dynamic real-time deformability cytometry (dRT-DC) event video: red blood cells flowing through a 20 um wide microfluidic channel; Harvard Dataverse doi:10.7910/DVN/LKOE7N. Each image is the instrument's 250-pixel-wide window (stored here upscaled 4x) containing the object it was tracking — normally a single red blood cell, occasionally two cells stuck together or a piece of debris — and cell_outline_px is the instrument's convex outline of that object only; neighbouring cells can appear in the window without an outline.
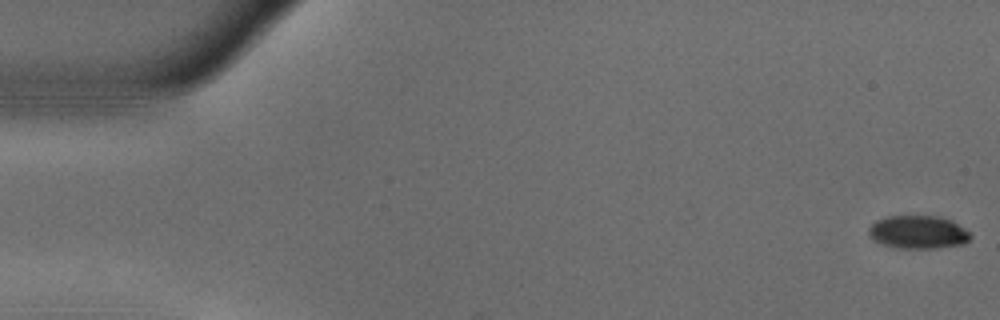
{"species": "common noctule bat (a hibernating species)", "species_latin": "Nyctalus noctula", "temperature_condition": "warm", "stored_images_in_passage": 54, "camera_frame_rate_fps": 3000, "um_per_image_px": 0.085, "animal": {"sex": "male", "body_mass_g": 18.8}, "frame": {"image": 1, "passage_image": 1, "time_ms": 0.0, "image_size_px": [1000, 320], "cell_outline_px": [[972, 236], [964, 244], [936, 248], [896, 248], [880, 244], [872, 240], [868, 232], [868, 228], [876, 220], [888, 216], [940, 216], [952, 220], [964, 228]], "centroid_in_image_um": [78.02, 19.73], "position_along_channel_um": 7.0, "area_um2": 19.83}}
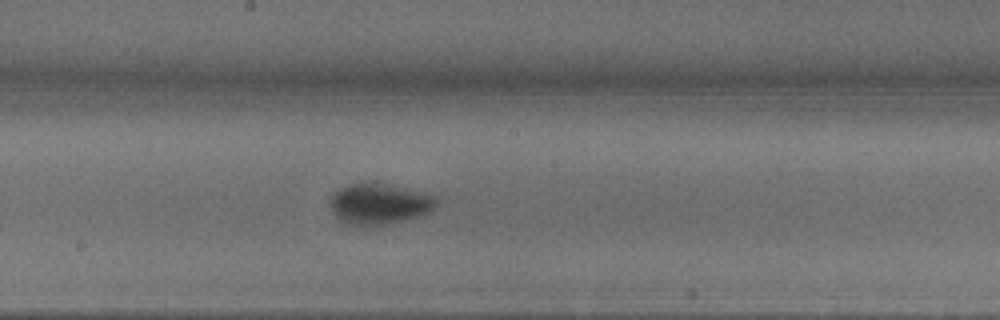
{"frame": {"image": 2, "passage_image": 29, "time_ms": 9.333, "image_size_px": [1000, 320], "cell_outline_px": [[436, 204], [428, 212], [404, 220], [364, 228], [360, 228], [348, 224], [340, 220], [332, 212], [328, 204], [328, 200], [340, 188], [348, 184], [376, 180], [432, 192], [436, 196]], "centroid_in_image_um": [32.23, 17.28], "position_along_channel_um": 216.0, "area_um2": 26.47}}
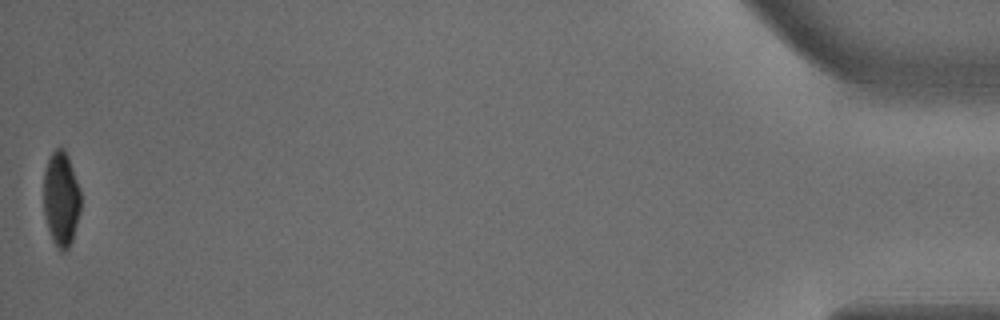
{"frame": {"image": 3, "passage_image": 54, "time_ms": 17.667, "image_size_px": [1000, 320], "cell_outline_px": [[80, 212], [72, 240], [68, 248], [64, 252], [60, 252], [52, 240], [44, 216], [44, 172], [48, 160], [52, 152], [56, 148], [64, 148], [68, 156], [80, 188]], "centroid_in_image_um": [5.2, 16.92], "position_along_channel_um": 430.0, "area_um2": 20.52}, "authors_computed_cell_mechanics": {"area_um2": 23.4379, "velocity_mm_per_s": 3.7303, "shape_relaxation_time_tau1_ms": 3.3495, "shape_relaxation_time_tau2_ms": null, "deformation_change_tau1": 0.1511, "deformation_change_tau2": null}}